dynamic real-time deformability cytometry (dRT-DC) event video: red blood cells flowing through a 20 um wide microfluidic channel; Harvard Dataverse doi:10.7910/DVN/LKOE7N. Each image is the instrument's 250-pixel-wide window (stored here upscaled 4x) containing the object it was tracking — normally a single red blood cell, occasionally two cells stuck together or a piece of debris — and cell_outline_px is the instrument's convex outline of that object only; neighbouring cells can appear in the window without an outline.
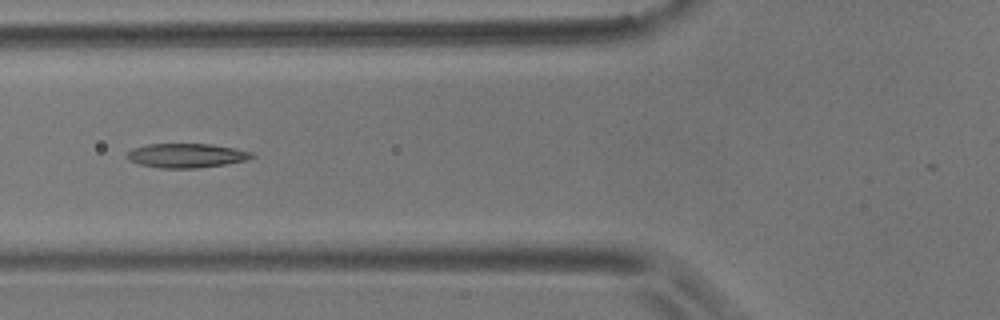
{"species": "common noctule bat (a hibernating species)", "species_latin": "Nyctalus noctula", "temperature_condition": "room temperature", "stored_images_in_passage": 8, "camera_frame_rate_fps": 3000, "um_per_image_px": 0.085, "animal": {"sex": "male", "body_mass_g": 17.9}, "frame": {"image": 1, "passage_image": 6, "time_ms": 1.667, "image_size_px": [1000, 320], "cell_outline_px": [[256, 156], [248, 160], [224, 164], [196, 168], [160, 168], [140, 164], [128, 160], [124, 156], [132, 148], [148, 144], [212, 144], [236, 148], [252, 152]], "centroid_in_image_um": [15.85, 13.21], "position_along_channel_um": 110.0, "area_um2": 17.74}}
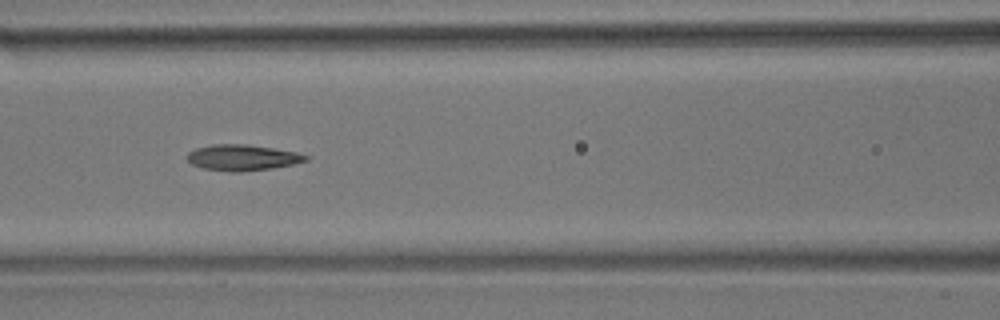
{"frame": {"image": 2, "passage_image": 7, "time_ms": 2.0, "image_size_px": [1000, 320], "cell_outline_px": [[308, 160], [292, 164], [272, 168], [240, 172], [232, 172], [204, 168], [192, 164], [184, 156], [188, 152], [196, 148], [212, 144], [244, 144], [272, 148], [296, 152], [308, 156]], "centroid_in_image_um": [20.56, 13.39], "position_along_channel_um": 146.0, "area_um2": 17.8}}
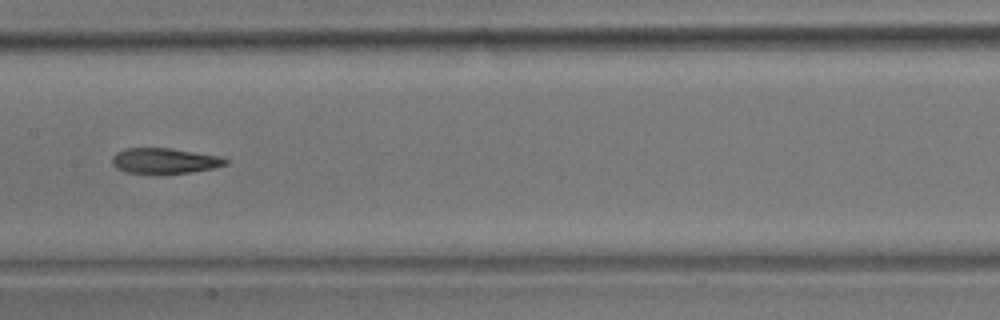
{"frame": {"image": 3, "passage_image": 8, "time_ms": 2.333, "image_size_px": [1000, 320], "cell_outline_px": [[228, 164], [212, 168], [164, 176], [156, 176], [124, 172], [116, 168], [112, 164], [112, 156], [116, 152], [128, 148], [172, 148], [220, 156], [228, 160]], "centroid_in_image_um": [13.94, 13.71], "position_along_channel_um": 193.5, "area_um2": 17.51}}